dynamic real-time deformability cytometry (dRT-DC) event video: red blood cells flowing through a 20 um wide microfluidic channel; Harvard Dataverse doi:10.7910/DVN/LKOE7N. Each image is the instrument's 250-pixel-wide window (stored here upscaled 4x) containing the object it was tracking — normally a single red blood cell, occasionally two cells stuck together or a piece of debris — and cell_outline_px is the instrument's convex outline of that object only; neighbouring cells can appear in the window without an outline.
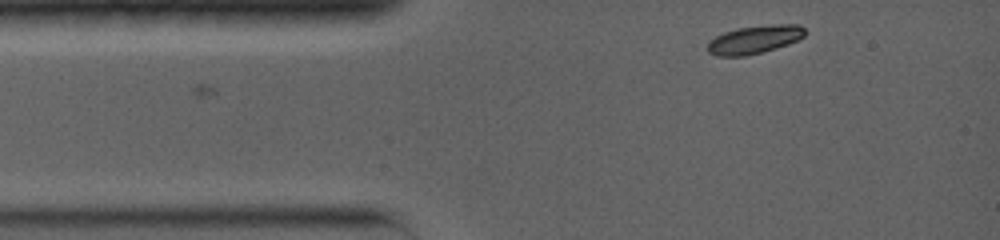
{"species": "common noctule bat (a hibernating species)", "species_latin": "Nyctalus noctula", "temperature_condition": "warm", "stored_images_in_passage": 2, "camera_frame_rate_fps": 5000, "um_per_image_px": 0.085, "animal": {"sex": "female", "body_mass_g": 19.0, "forearm_length_mm": 56.7}, "frame": {"image": 1, "passage_image": 1, "time_ms": 0.0, "image_size_px": [1000, 240], "cell_outline_px": [[804, 36], [788, 44], [776, 48], [744, 56], [716, 56], [708, 52], [708, 40], [724, 32], [736, 28], [772, 24], [800, 24], [804, 28]], "centroid_in_image_um": [64.1, 3.35], "position_along_channel_um": 20.9, "area_um2": 15.95}}